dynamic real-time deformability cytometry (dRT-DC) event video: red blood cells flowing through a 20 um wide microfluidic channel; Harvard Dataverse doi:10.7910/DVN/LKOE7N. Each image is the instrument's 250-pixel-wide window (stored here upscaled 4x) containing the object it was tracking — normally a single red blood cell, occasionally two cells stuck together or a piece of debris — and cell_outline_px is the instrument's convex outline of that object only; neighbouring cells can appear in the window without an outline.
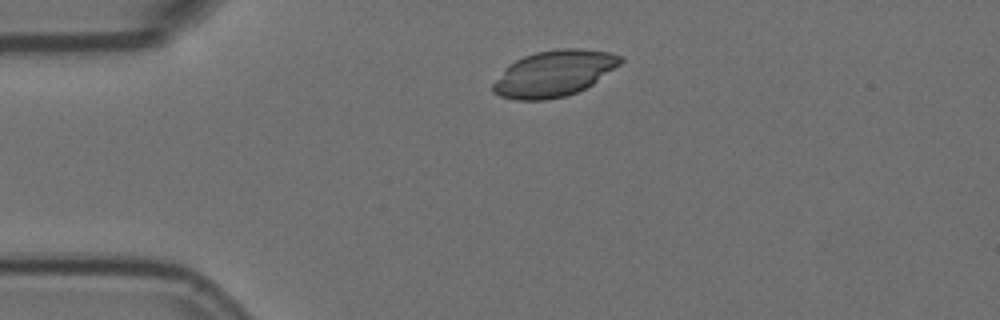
{"species": "Egyptian fruit bat (a non-hibernating species)", "species_latin": "Rousettus aegyptiacus", "temperature_condition": "room temperature", "stored_images_in_passage": 3, "camera_frame_rate_fps": 3000, "um_per_image_px": 0.085, "animal": {"sex": "female"}, "frame": {"image": 1, "passage_image": 1, "time_ms": 0.0, "image_size_px": [1000, 320], "cell_outline_px": [[624, 60], [620, 64], [592, 84], [576, 92], [564, 96], [548, 100], [516, 100], [500, 96], [492, 92], [492, 84], [504, 68], [508, 64], [524, 56], [536, 52], [560, 48], [580, 48], [608, 52], [624, 56]], "centroid_in_image_um": [47.07, 6.24], "position_along_channel_um": 37.9, "area_um2": 34.22}}